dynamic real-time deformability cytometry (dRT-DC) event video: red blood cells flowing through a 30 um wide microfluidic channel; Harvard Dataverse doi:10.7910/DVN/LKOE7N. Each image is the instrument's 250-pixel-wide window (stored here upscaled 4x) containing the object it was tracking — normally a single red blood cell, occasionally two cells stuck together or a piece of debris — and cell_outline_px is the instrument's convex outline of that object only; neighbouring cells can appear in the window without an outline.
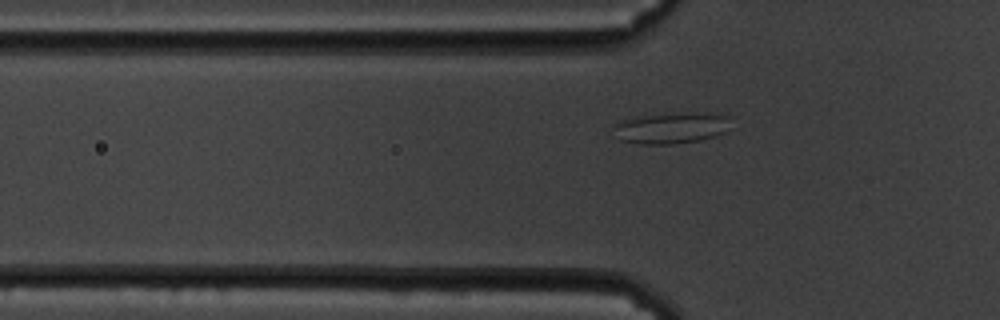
{"species": "common noctule bat (a hibernating species)", "species_latin": "Nyctalus noctula", "temperature_condition": "cold", "stored_images_in_passage": 46, "camera_frame_rate_fps": 3000, "um_per_image_px": 0.085, "animal": {"sex": "male", "body_mass_g": 19.5, "forearm_length_mm": 54.6}, "frame": {"image": 1, "passage_image": 13, "time_ms": 4.0, "image_size_px": [1000, 320], "cell_outline_px": [[732, 128], [724, 132], [700, 140], [676, 144], [640, 144], [620, 140], [616, 124], [616, 120], [636, 116], [680, 112], [720, 112], [732, 116]], "centroid_in_image_um": [57.2, 10.83], "position_along_channel_um": 68.6, "area_um2": 21.96}}
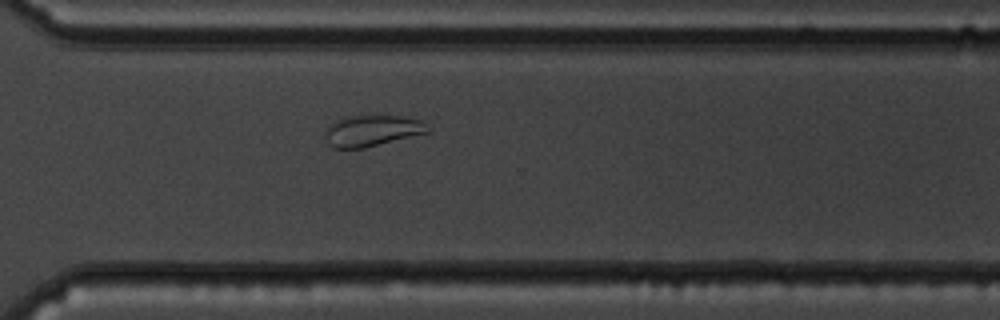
{"frame": {"image": 2, "passage_image": 37, "time_ms": 12.0, "image_size_px": [1000, 320], "cell_outline_px": [[432, 132], [364, 148], [332, 148], [328, 144], [324, 136], [324, 132], [328, 124], [332, 120], [344, 116], [368, 112], [404, 116], [420, 120], [432, 128]], "centroid_in_image_um": [31.61, 11.05], "position_along_channel_um": 339.0, "area_um2": 20.0}}
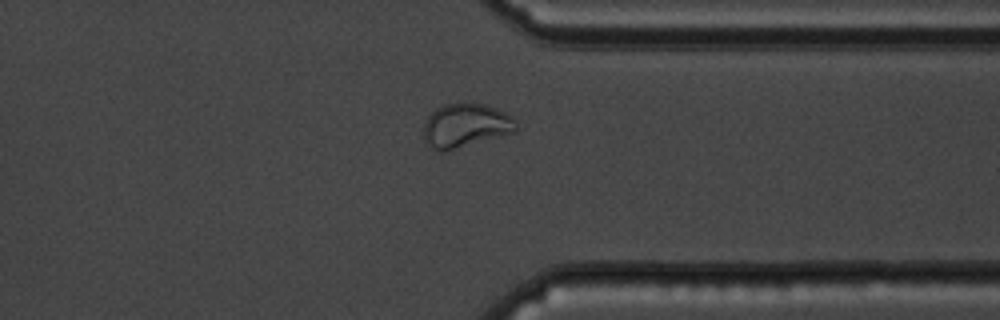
{"frame": {"image": 3, "passage_image": 40, "time_ms": 13.0, "image_size_px": [1000, 320], "cell_outline_px": [[516, 132], [444, 152], [440, 152], [432, 148], [424, 140], [424, 124], [428, 116], [436, 108], [444, 104], [460, 100], [464, 100], [488, 104], [512, 116], [516, 120]], "centroid_in_image_um": [39.58, 10.63], "position_along_channel_um": 371.8, "area_um2": 24.33}}